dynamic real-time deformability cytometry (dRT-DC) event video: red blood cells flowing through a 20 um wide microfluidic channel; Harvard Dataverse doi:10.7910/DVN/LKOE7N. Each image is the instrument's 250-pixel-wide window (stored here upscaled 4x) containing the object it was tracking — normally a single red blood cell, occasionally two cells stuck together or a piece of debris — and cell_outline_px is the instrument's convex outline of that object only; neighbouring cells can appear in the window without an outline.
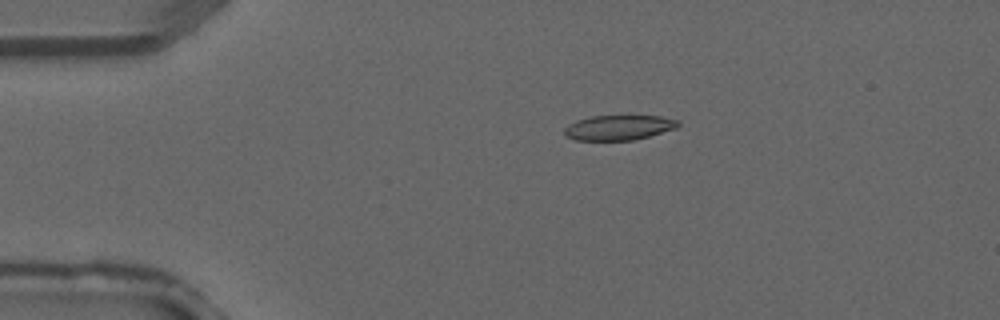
{"species": "common noctule bat (a hibernating species)", "species_latin": "Nyctalus noctula", "temperature_condition": "warm", "stored_images_in_passage": 2, "camera_frame_rate_fps": 3000, "um_per_image_px": 0.085, "animal": {"sex": "male", "forearm_length_mm": 52.5}, "frame": {"image": 1, "passage_image": 2, "time_ms": 0.333, "image_size_px": [1000, 320], "cell_outline_px": [[680, 124], [676, 128], [648, 136], [632, 140], [576, 140], [564, 136], [564, 128], [568, 124], [576, 120], [592, 116], [660, 116], [680, 120]], "centroid_in_image_um": [52.57, 10.84], "position_along_channel_um": 32.4, "area_um2": 16.53}}